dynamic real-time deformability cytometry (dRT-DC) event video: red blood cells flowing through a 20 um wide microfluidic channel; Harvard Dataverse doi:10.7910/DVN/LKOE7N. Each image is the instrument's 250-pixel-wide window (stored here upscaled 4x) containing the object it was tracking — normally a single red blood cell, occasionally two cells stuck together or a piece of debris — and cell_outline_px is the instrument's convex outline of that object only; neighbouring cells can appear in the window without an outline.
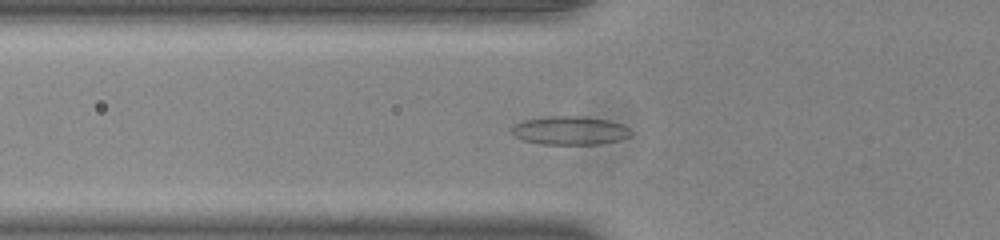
{"species": "common noctule bat (a hibernating species)", "species_latin": "Nyctalus noctula", "temperature_condition": "room temperature", "stored_images_in_passage": 37, "camera_frame_rate_fps": 3000, "um_per_image_px": 0.085, "animal": {"sex": "male", "body_mass_g": 20.0, "forearm_length_mm": 53.3}, "frame": {"image": 1, "passage_image": 4, "time_ms": 1.0, "image_size_px": [1000, 240], "cell_outline_px": [[632, 136], [620, 140], [600, 144], [540, 144], [524, 140], [516, 136], [512, 132], [512, 124], [524, 120], [548, 116], [588, 116], [608, 120], [620, 124], [628, 128], [632, 132]], "centroid_in_image_um": [48.46, 11.09], "position_along_channel_um": 77.3, "area_um2": 19.94}}
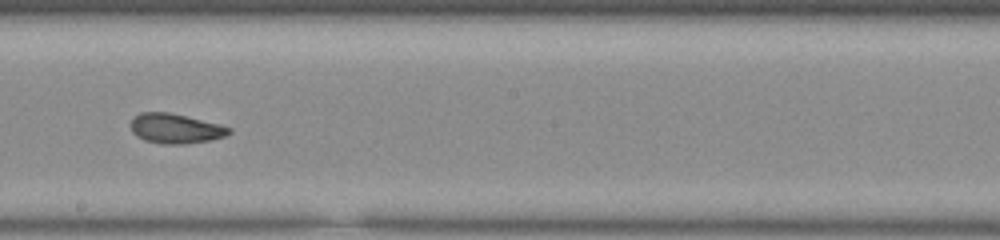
{"frame": {"image": 2, "passage_image": 16, "time_ms": 5.0, "image_size_px": [1000, 240], "cell_outline_px": [[232, 132], [224, 136], [212, 140], [184, 144], [164, 144], [144, 140], [136, 136], [132, 132], [132, 120], [140, 112], [168, 112], [220, 124], [232, 128]], "centroid_in_image_um": [14.94, 10.93], "position_along_channel_um": 233.3, "area_um2": 16.99}}
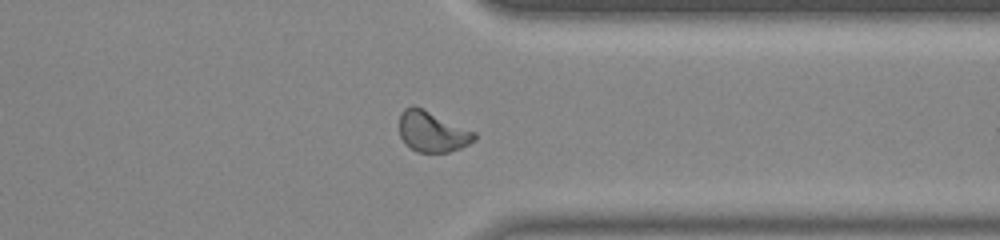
{"frame": {"image": 3, "passage_image": 27, "time_ms": 8.667, "image_size_px": [1000, 240], "cell_outline_px": [[476, 140], [460, 148], [448, 152], [416, 152], [404, 144], [400, 136], [400, 112], [404, 108], [412, 104], [476, 132]], "centroid_in_image_um": [36.72, 11.19], "position_along_channel_um": 374.7, "area_um2": 17.8}}